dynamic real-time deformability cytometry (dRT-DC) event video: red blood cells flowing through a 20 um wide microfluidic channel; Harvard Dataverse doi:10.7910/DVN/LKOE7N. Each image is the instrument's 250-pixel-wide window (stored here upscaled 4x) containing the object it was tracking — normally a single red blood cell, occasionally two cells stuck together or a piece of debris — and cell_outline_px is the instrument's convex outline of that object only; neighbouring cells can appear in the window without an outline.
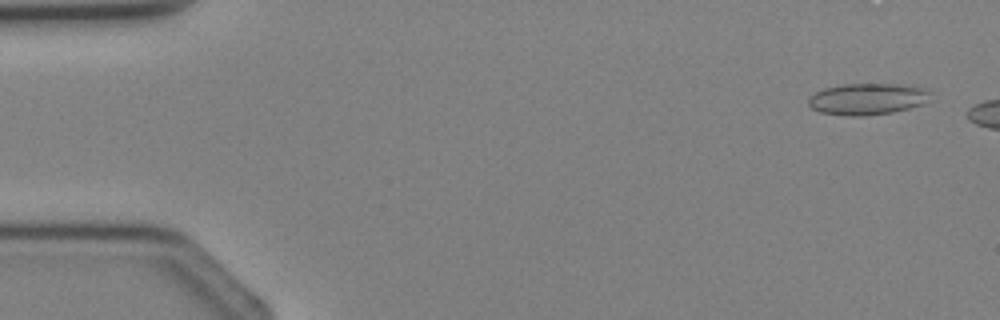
{"species": "Egyptian fruit bat (a non-hibernating species)", "species_latin": "Rousettus aegyptiacus", "temperature_condition": "cold", "stored_images_in_passage": 3, "camera_frame_rate_fps": 3000, "um_per_image_px": 0.085, "animal": {"sex": "female"}, "frame": {"image": 1, "passage_image": 1, "time_ms": 0.0, "image_size_px": [1000, 320], "cell_outline_px": [[928, 92], [924, 104], [892, 112], [864, 116], [844, 116], [820, 112], [812, 108], [808, 104], [808, 96], [824, 88], [844, 84], [892, 84], [924, 88]], "centroid_in_image_um": [73.64, 8.42], "position_along_channel_um": 11.4, "area_um2": 22.14}}